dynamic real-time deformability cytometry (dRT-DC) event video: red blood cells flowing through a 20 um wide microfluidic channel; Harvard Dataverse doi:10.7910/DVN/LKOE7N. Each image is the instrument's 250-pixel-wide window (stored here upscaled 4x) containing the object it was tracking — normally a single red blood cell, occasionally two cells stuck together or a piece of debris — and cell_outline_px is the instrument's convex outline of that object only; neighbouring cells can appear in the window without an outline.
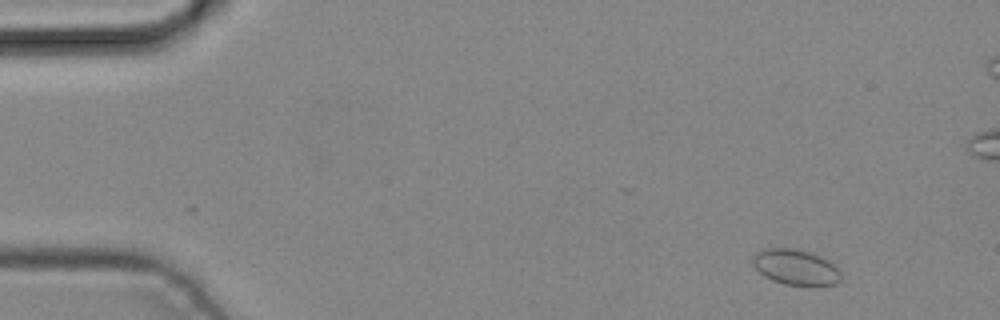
{"species": "common noctule bat (a hibernating species)", "species_latin": "Nyctalus noctula", "temperature_condition": "cold", "stored_images_in_passage": 8, "camera_frame_rate_fps": 3000, "um_per_image_px": 0.085, "animal": {"sex": "male", "body_mass_g": 19.2, "forearm_length_mm": 51.8}, "frame": {"image": 1, "passage_image": 1, "time_ms": 0.0, "image_size_px": [1000, 320], "cell_outline_px": [[840, 280], [836, 284], [812, 288], [784, 284], [772, 280], [764, 276], [752, 264], [752, 256], [756, 252], [764, 248], [796, 248], [820, 256], [828, 260], [840, 272]], "centroid_in_image_um": [67.63, 22.74], "position_along_channel_um": 17.4, "area_um2": 18.73}}